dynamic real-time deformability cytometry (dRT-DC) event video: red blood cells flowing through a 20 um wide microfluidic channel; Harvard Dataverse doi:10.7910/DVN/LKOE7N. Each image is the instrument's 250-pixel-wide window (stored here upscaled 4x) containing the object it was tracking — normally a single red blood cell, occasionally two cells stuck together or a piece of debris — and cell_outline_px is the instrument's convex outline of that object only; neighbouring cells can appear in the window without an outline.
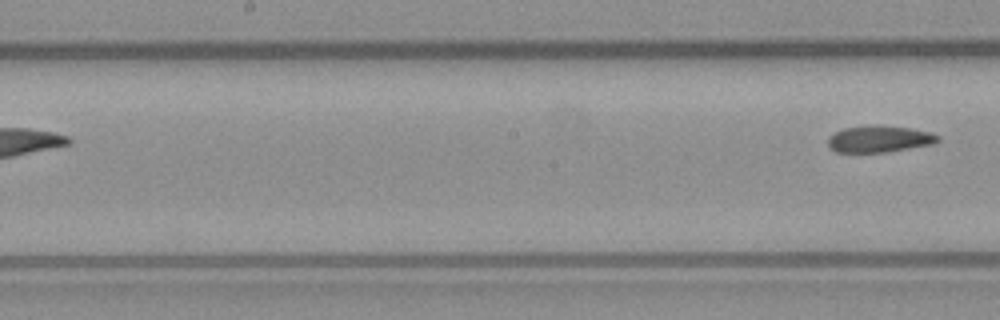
{"species": "common noctule bat (a hibernating species)", "species_latin": "Nyctalus noctula", "temperature_condition": "warm", "stored_images_in_passage": 7, "segment_of_instrument_passage": [2, 2], "camera_frame_rate_fps": 3000, "um_per_image_px": 0.085, "animal": {"sex": "male", "body_mass_g": 23.1, "forearm_length_mm": 52.7}, "frame": {"image": 1, "passage_image": 7, "time_ms": 2.0, "image_size_px": [1000, 320], "cell_outline_px": [[940, 140], [932, 144], [888, 152], [836, 152], [828, 144], [828, 136], [832, 132], [844, 128], [872, 124], [876, 124], [908, 128], [928, 132], [940, 136]], "centroid_in_image_um": [74.7, 11.8], "position_along_channel_um": 173.5, "area_um2": 17.17}}